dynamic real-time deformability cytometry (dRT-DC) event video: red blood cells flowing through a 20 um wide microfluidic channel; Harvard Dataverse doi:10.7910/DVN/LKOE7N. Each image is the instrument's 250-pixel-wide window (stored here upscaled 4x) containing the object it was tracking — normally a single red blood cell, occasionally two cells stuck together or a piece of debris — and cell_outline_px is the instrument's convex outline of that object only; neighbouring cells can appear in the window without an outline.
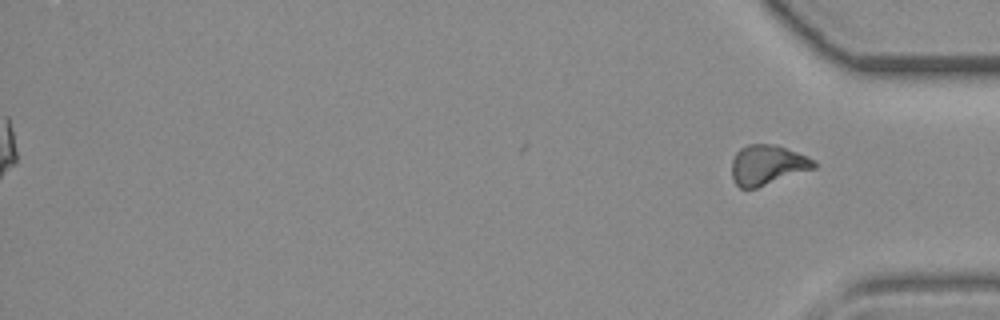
{"species": "common noctule bat (a hibernating species)", "species_latin": "Nyctalus noctula", "temperature_condition": "room temperature", "stored_images_in_passage": 40, "segment_of_instrument_passage": [2, 2], "camera_frame_rate_fps": 3000, "um_per_image_px": 0.085, "animal": {"sex": "female", "body_mass_g": 19.3, "forearm_length_mm": 54.1}, "frame": {"image": 1, "passage_image": 40, "time_ms": 13.0, "image_size_px": [1000, 320], "cell_outline_px": [[816, 168], [756, 188], [740, 188], [732, 180], [732, 160], [736, 152], [740, 148], [748, 144], [776, 144], [816, 160]], "centroid_in_image_um": [65.22, 14.02], "position_along_channel_um": 370.0, "area_um2": 19.19}}